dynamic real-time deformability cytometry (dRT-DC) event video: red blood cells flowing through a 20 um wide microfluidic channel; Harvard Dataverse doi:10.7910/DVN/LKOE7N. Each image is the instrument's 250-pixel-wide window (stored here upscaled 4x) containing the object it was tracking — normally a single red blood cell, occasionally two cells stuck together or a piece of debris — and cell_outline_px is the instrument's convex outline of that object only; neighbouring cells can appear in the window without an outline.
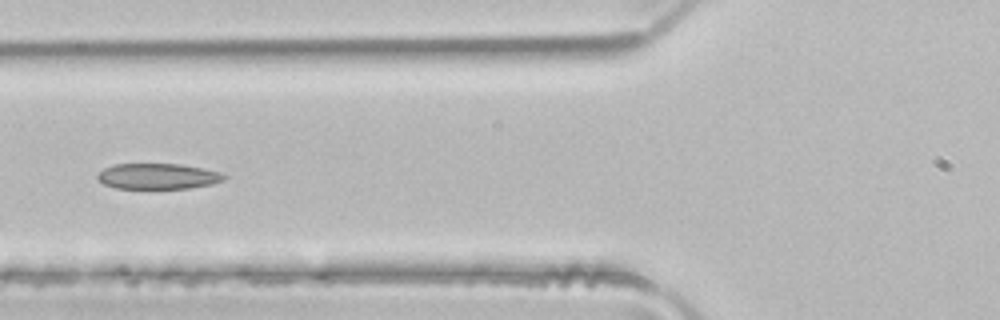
{"species": "common noctule bat (a hibernating species)", "species_latin": "Nyctalus noctula", "temperature_condition": "room temperature", "stored_images_in_passage": 4, "camera_frame_rate_fps": 3000, "um_per_image_px": 0.085, "animal": {"sex": "male", "body_mass_g": 21.5, "forearm_length_mm": 52.0}, "frame": {"image": 1, "passage_image": 4, "time_ms": 1.0, "image_size_px": [1000, 320], "cell_outline_px": [[228, 176], [224, 180], [212, 184], [188, 188], [116, 188], [104, 184], [96, 176], [104, 168], [112, 164], [180, 164], [204, 168], [224, 172]], "centroid_in_image_um": [13.48, 14.97], "position_along_channel_um": 112.3, "area_um2": 19.02}}